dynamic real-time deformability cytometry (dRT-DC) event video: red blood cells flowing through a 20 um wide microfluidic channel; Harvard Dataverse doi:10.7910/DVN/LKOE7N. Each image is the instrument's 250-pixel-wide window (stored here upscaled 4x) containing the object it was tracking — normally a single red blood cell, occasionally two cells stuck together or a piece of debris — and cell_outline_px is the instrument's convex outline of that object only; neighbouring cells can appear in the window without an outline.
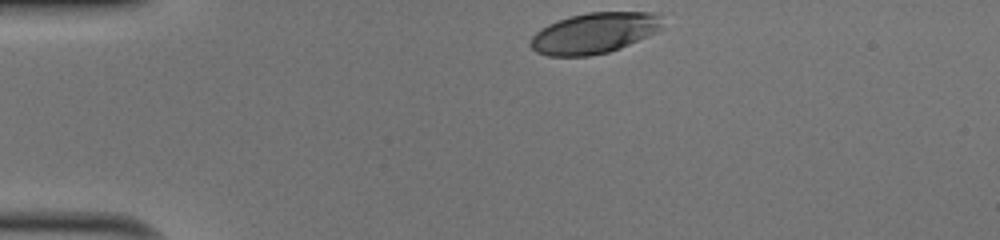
{"species": "human", "species_latin": "Homo sapiens", "temperature_condition": "cold", "stored_images_in_passage": 31, "camera_frame_rate_fps": 3000, "um_per_image_px": 0.085, "donor": {"sex": "male"}, "frame": {"image": 1, "passage_image": 1, "time_ms": 0.0, "image_size_px": [1000, 240], "cell_outline_px": [[664, 28], [656, 32], [620, 48], [608, 52], [588, 56], [548, 56], [536, 52], [528, 44], [532, 36], [540, 28], [556, 20], [588, 12], [660, 12]], "centroid_in_image_um": [50.52, 2.8], "position_along_channel_um": 34.5, "area_um2": 31.62}}
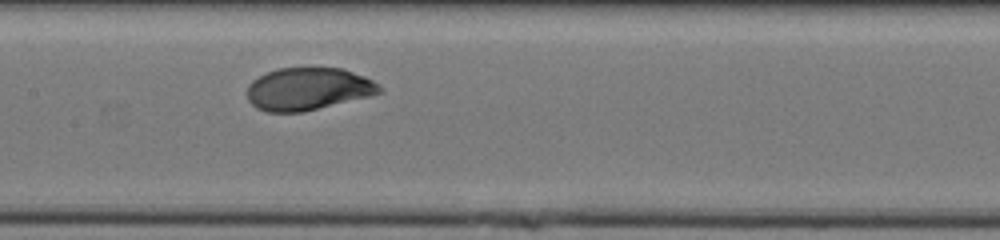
{"frame": {"image": 2, "passage_image": 16, "time_ms": 5.0, "image_size_px": [1000, 240], "cell_outline_px": [[384, 92], [372, 96], [304, 112], [268, 112], [256, 108], [248, 100], [248, 84], [252, 80], [268, 72], [280, 68], [344, 68], [364, 76], [372, 80], [384, 88]], "centroid_in_image_um": [26.24, 7.57], "position_along_channel_um": 181.2, "area_um2": 33.06}}
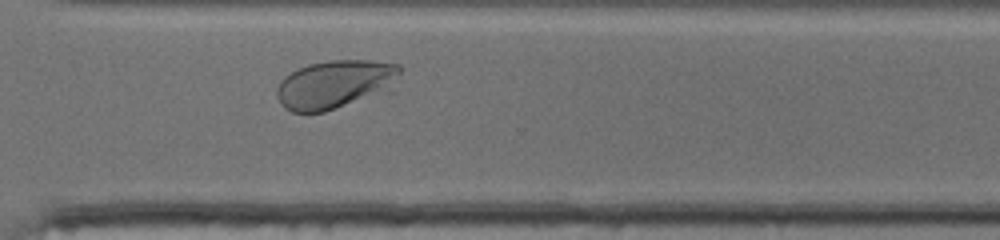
{"frame": {"image": 3, "passage_image": 28, "time_ms": 9.0, "image_size_px": [1000, 240], "cell_outline_px": [[404, 68], [392, 92], [324, 112], [292, 112], [284, 108], [280, 104], [276, 96], [276, 88], [280, 80], [284, 76], [308, 64], [328, 60], [368, 60], [400, 64]], "centroid_in_image_um": [28.56, 7.17], "position_along_channel_um": 342.0, "area_um2": 35.89}, "authors_computed_cell_mechanics": {"area_um2": 33.2928, "velocity_mm_per_s": 4.0148, "shape_relaxation_time_tau1_ms": 2.155, "shape_relaxation_time_tau2_ms": null, "deformation_change_tau1": 0.1332, "deformation_change_tau2": null}}